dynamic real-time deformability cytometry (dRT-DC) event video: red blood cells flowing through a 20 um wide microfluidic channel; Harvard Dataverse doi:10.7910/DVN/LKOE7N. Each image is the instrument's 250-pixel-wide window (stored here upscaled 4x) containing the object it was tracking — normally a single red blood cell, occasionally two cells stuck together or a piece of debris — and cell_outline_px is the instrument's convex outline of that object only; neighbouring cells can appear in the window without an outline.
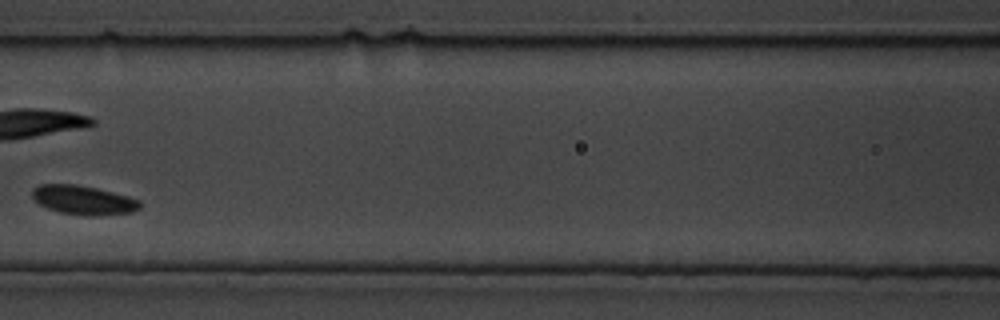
{"species": "common noctule bat (a hibernating species)", "species_latin": "Nyctalus noctula", "temperature_condition": "cold", "stored_images_in_passage": 7, "camera_frame_rate_fps": 3000, "um_per_image_px": 0.085, "animal": {"sex": "male", "body_mass_g": 19.5, "forearm_length_mm": 54.6}, "frame": {"image": 1, "passage_image": 6, "time_ms": 1.667, "image_size_px": [1000, 320], "cell_outline_px": [[140, 208], [132, 212], [96, 216], [88, 216], [60, 212], [48, 208], [40, 204], [32, 196], [32, 188], [40, 184], [76, 184], [96, 188], [128, 196], [140, 200]], "centroid_in_image_um": [7.09, 17.0], "position_along_channel_um": 159.5, "area_um2": 18.21}}